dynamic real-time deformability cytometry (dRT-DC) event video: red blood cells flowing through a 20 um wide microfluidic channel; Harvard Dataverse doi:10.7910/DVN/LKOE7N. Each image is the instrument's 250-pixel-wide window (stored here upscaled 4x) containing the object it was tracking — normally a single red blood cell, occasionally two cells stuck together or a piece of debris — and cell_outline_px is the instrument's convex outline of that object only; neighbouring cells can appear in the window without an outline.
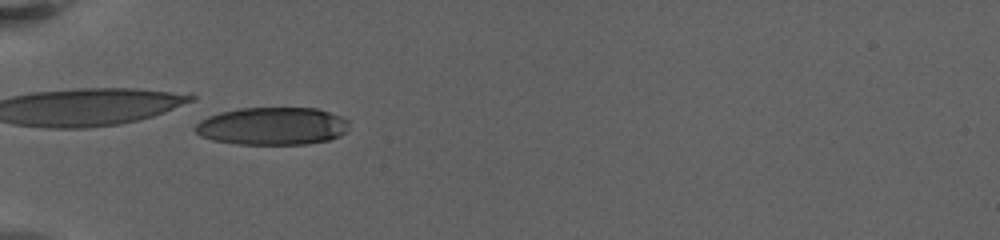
{"species": "human", "species_latin": "Homo sapiens", "temperature_condition": "warm", "stored_images_in_passage": 28, "camera_frame_rate_fps": 3000, "um_per_image_px": 0.085, "donor": {"sex": "female"}, "frame": {"image": 1, "passage_image": 20, "time_ms": 8.0, "image_size_px": [1000, 240], "cell_outline_px": [[348, 120], [344, 132], [340, 136], [328, 140], [304, 144], [236, 144], [212, 140], [200, 136], [192, 128], [200, 120], [208, 116], [220, 112], [240, 108], [316, 108], [340, 116]], "centroid_in_image_um": [23.09, 10.72], "position_along_channel_um": 61.9, "area_um2": 33.76}}
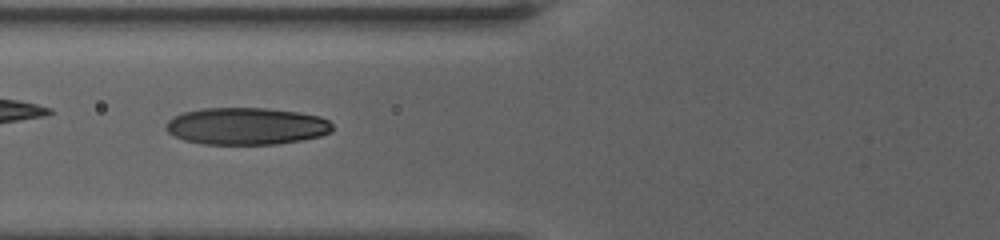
{"frame": {"image": 2, "passage_image": 24, "time_ms": 9.667, "image_size_px": [1000, 240], "cell_outline_px": [[332, 132], [320, 136], [280, 144], [204, 144], [184, 140], [168, 132], [164, 128], [168, 120], [172, 116], [184, 112], [204, 108], [268, 108], [296, 112], [320, 116], [328, 120], [332, 124]], "centroid_in_image_um": [20.94, 10.72], "position_along_channel_um": 104.9, "area_um2": 36.07}}
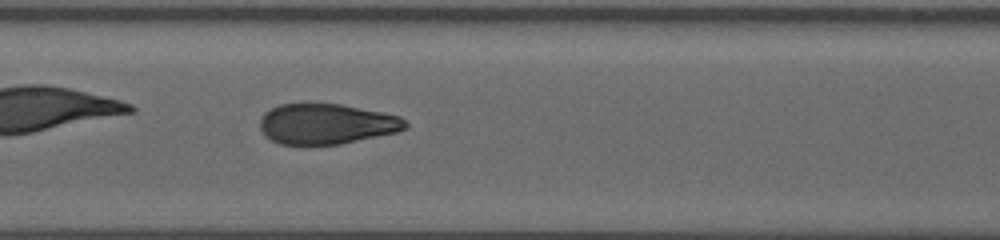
{"frame": {"image": 3, "passage_image": 28, "time_ms": 12.0, "image_size_px": [1000, 240], "cell_outline_px": [[408, 128], [396, 132], [340, 144], [304, 148], [280, 144], [264, 136], [260, 128], [260, 120], [264, 112], [280, 104], [340, 104], [400, 116], [408, 124]], "centroid_in_image_um": [27.69, 10.58], "position_along_channel_um": 179.7, "area_um2": 34.85}}